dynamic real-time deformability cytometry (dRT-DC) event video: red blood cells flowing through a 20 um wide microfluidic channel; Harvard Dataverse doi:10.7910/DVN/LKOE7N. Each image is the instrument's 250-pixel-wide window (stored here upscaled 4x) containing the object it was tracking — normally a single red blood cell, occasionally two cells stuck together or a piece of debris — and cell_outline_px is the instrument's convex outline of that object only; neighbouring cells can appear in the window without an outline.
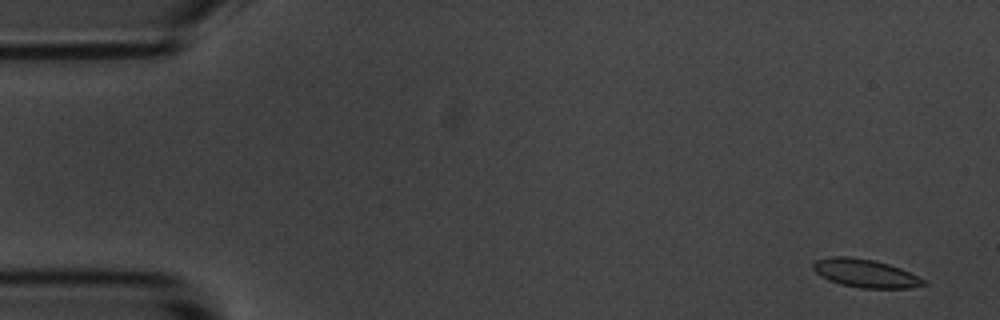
{"species": "common noctule bat (a hibernating species)", "species_latin": "Nyctalus noctula", "temperature_condition": "room temperature", "stored_images_in_passage": 6, "segment_of_instrument_passage": [1, 2], "camera_frame_rate_fps": 3000, "um_per_image_px": 0.085, "animal": {"sex": "male", "body_mass_g": 20.1, "forearm_length_mm": 53.5}, "frame": {"image": 1, "passage_image": 1, "time_ms": 0.0, "image_size_px": [1000, 320], "cell_outline_px": [[928, 284], [912, 288], [860, 288], [840, 284], [828, 280], [820, 276], [812, 268], [812, 264], [816, 260], [828, 256], [848, 256], [872, 260], [888, 264], [900, 268], [924, 280]], "centroid_in_image_um": [73.51, 23.23], "position_along_channel_um": 11.5, "area_um2": 18.15}}
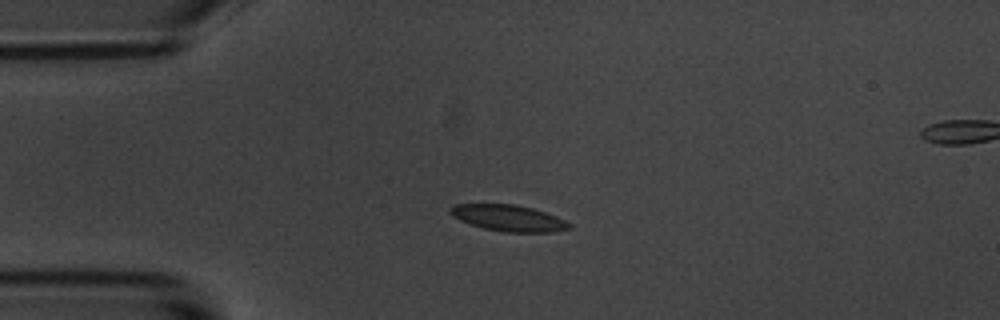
{"frame": {"image": 2, "passage_image": 4, "time_ms": 3.667, "image_size_px": [1000, 320], "cell_outline_px": [[572, 228], [556, 232], [504, 232], [484, 228], [460, 220], [452, 216], [448, 212], [448, 208], [452, 204], [516, 204], [532, 208], [556, 216], [572, 224]], "centroid_in_image_um": [43.22, 18.53], "position_along_channel_um": 41.8, "area_um2": 18.32}}